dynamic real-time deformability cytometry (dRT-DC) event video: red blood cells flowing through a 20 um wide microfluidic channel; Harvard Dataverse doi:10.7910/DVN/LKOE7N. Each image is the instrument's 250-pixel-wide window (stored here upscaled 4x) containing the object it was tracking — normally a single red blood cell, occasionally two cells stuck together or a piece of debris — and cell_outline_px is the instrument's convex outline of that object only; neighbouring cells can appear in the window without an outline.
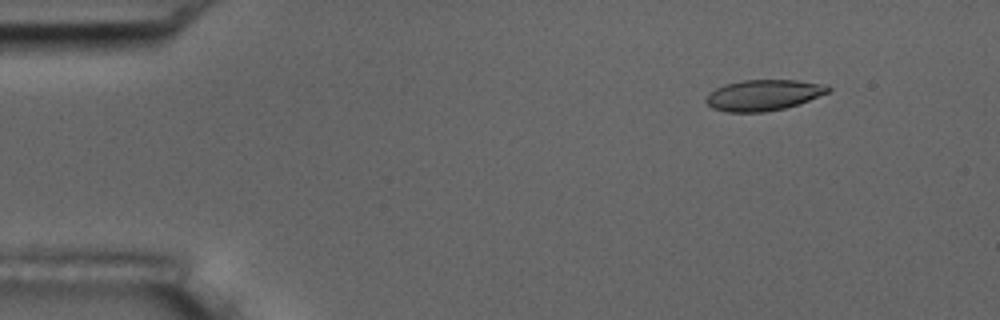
{"species": "common noctule bat (a hibernating species)", "species_latin": "Nyctalus noctula", "temperature_condition": "room temperature", "stored_images_in_passage": 9, "camera_frame_rate_fps": 3000, "um_per_image_px": 0.085, "animal": {"sex": "male", "body_mass_g": 17.5, "forearm_length_mm": 52.3}, "frame": {"image": 1, "passage_image": 1, "time_ms": 0.0, "image_size_px": [1000, 320], "cell_outline_px": [[832, 88], [828, 92], [808, 100], [784, 108], [764, 112], [728, 112], [712, 108], [704, 100], [708, 92], [724, 84], [744, 80], [796, 80], [828, 84]], "centroid_in_image_um": [64.87, 8.07], "position_along_channel_um": 20.1, "area_um2": 21.96}}
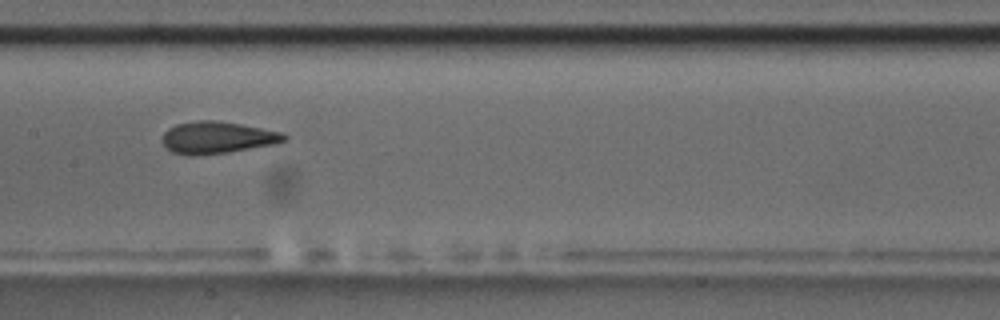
{"frame": {"image": 2, "passage_image": 7, "time_ms": 7.0, "image_size_px": [1000, 320], "cell_outline_px": [[288, 140], [276, 144], [228, 152], [192, 156], [172, 152], [160, 140], [164, 132], [168, 128], [176, 124], [196, 120], [216, 120], [240, 124], [280, 132], [288, 136]], "centroid_in_image_um": [18.45, 11.69], "position_along_channel_um": 188.9, "area_um2": 22.77}}
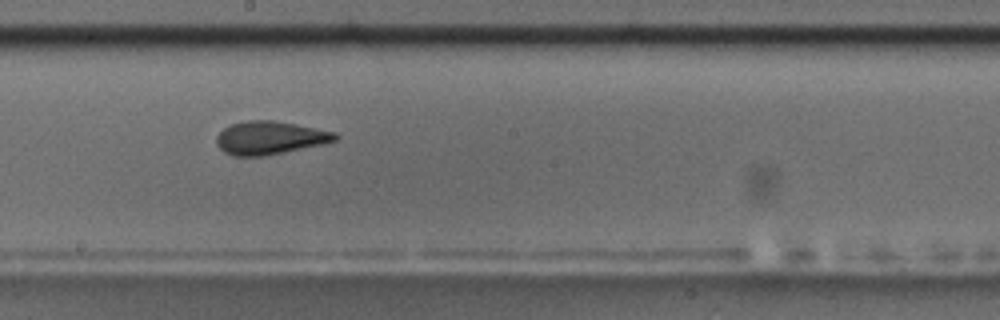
{"frame": {"image": 3, "passage_image": 8, "time_ms": 8.0, "image_size_px": [1000, 320], "cell_outline_px": [[340, 136], [336, 140], [320, 144], [284, 152], [264, 156], [232, 156], [224, 152], [216, 144], [216, 136], [224, 128], [232, 124], [248, 120], [272, 120], [336, 132]], "centroid_in_image_um": [22.9, 11.72], "position_along_channel_um": 225.3, "area_um2": 22.72}}